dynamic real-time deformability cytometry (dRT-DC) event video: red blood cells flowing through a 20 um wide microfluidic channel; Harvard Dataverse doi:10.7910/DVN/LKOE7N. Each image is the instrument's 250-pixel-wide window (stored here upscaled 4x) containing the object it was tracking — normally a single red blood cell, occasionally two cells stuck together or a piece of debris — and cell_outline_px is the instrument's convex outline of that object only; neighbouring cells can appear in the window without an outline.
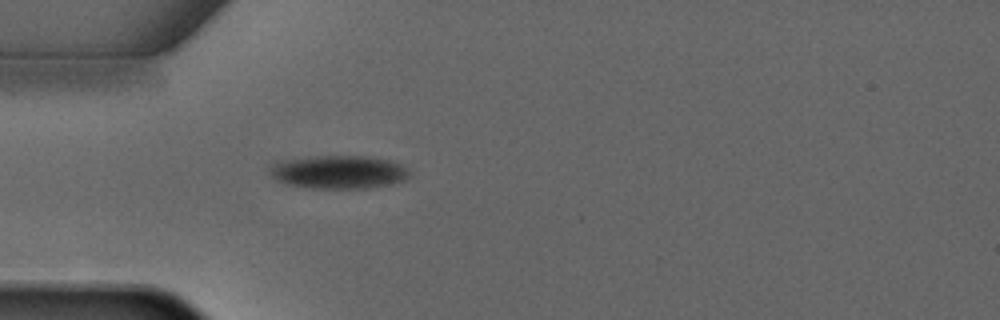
{"species": "common noctule bat (a hibernating species)", "species_latin": "Nyctalus noctula", "temperature_condition": "warm", "stored_images_in_passage": 4, "camera_frame_rate_fps": 3000, "um_per_image_px": 0.085, "animal": {"sex": "male", "forearm_length_mm": 52.5}, "frame": {"image": 1, "passage_image": 4, "time_ms": 3.667, "image_size_px": [1000, 320], "cell_outline_px": [[412, 176], [408, 180], [392, 184], [368, 188], [312, 188], [288, 184], [272, 176], [272, 164], [276, 160], [308, 156], [368, 156], [388, 160], [400, 164], [412, 172]], "centroid_in_image_um": [28.85, 14.61], "position_along_channel_um": 56.1, "area_um2": 27.28}}